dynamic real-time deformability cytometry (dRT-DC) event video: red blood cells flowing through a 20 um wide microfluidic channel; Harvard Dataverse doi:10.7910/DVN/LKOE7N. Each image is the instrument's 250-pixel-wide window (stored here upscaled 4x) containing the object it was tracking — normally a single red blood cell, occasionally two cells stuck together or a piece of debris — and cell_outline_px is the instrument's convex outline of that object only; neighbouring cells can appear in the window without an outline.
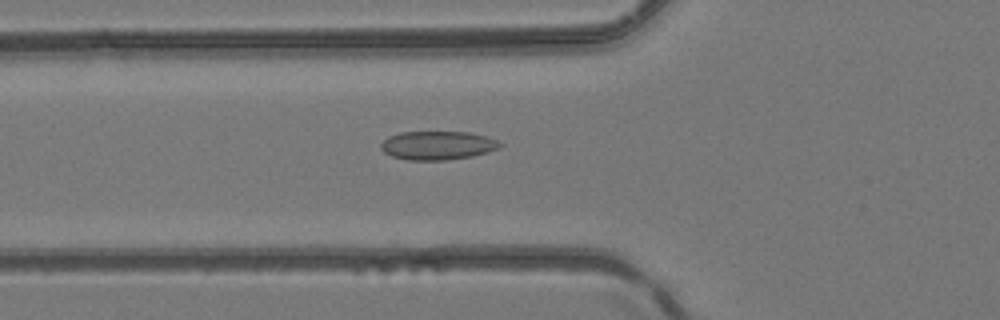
{"species": "common noctule bat (a hibernating species)", "species_latin": "Nyctalus noctula", "temperature_condition": "room temperature", "stored_images_in_passage": 46, "camera_frame_rate_fps": 3000, "um_per_image_px": 0.085, "animal": {"sex": "female", "body_mass_g": 24.6, "forearm_length_mm": 56.2}, "frame": {"image": 1, "passage_image": 17, "time_ms": 5.333, "image_size_px": [1000, 320], "cell_outline_px": [[504, 144], [500, 148], [488, 152], [472, 156], [448, 160], [408, 160], [392, 156], [384, 152], [380, 148], [380, 144], [388, 136], [400, 132], [468, 132], [488, 136]], "centroid_in_image_um": [37.21, 12.36], "position_along_channel_um": 88.6, "area_um2": 20.06}}
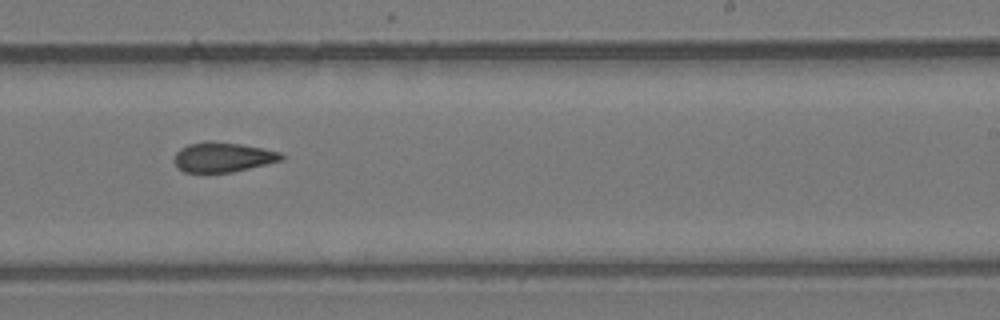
{"frame": {"image": 2, "passage_image": 29, "time_ms": 9.333, "image_size_px": [1000, 320], "cell_outline_px": [[284, 160], [232, 172], [184, 172], [176, 164], [176, 152], [180, 148], [188, 144], [204, 140], [208, 140], [240, 144], [280, 152], [284, 156]], "centroid_in_image_um": [18.96, 13.34], "position_along_channel_um": 270.0, "area_um2": 18.44}}
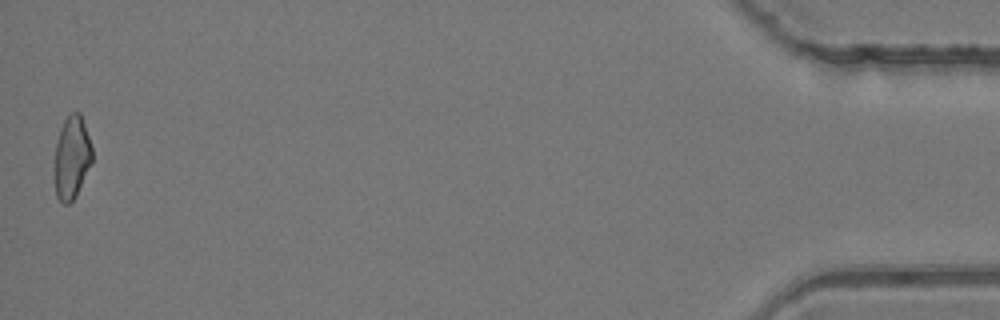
{"frame": {"image": 3, "passage_image": 46, "time_ms": 15.0, "image_size_px": [1000, 320], "cell_outline_px": [[92, 164], [76, 196], [68, 204], [64, 204], [56, 196], [52, 176], [56, 144], [60, 128], [64, 120], [72, 112], [80, 112], [92, 148]], "centroid_in_image_um": [6.07, 13.44], "position_along_channel_um": 429.1, "area_um2": 18.61}}